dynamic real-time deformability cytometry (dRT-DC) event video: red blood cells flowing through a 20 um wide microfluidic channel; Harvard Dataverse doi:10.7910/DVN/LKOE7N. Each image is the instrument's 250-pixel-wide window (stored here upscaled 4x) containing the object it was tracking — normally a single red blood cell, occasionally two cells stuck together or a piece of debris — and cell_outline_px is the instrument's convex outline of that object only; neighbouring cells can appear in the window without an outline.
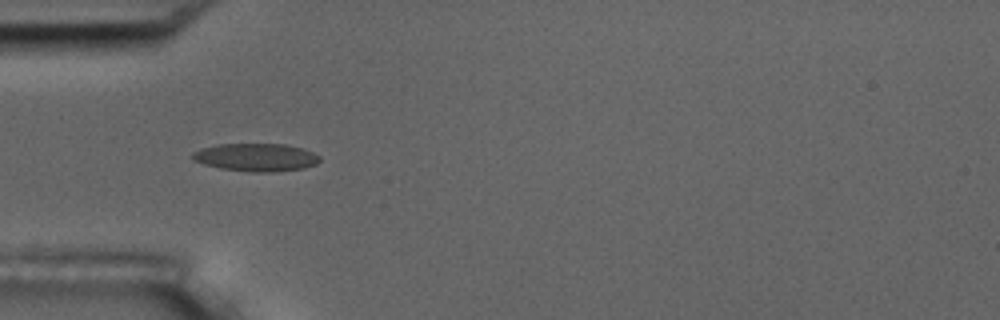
{"species": "common noctule bat (a hibernating species)", "species_latin": "Nyctalus noctula", "temperature_condition": "room temperature", "stored_images_in_passage": 9, "camera_frame_rate_fps": 3000, "um_per_image_px": 0.085, "animal": {"sex": "male", "body_mass_g": 17.5, "forearm_length_mm": 52.3}, "frame": {"image": 1, "passage_image": 6, "time_ms": 1.667, "image_size_px": [1000, 320], "cell_outline_px": [[320, 160], [316, 164], [304, 168], [272, 172], [252, 172], [220, 168], [204, 164], [192, 160], [192, 152], [200, 148], [220, 144], [284, 144], [304, 148], [320, 156]], "centroid_in_image_um": [21.76, 13.37], "position_along_channel_um": 63.2, "area_um2": 20.75}}
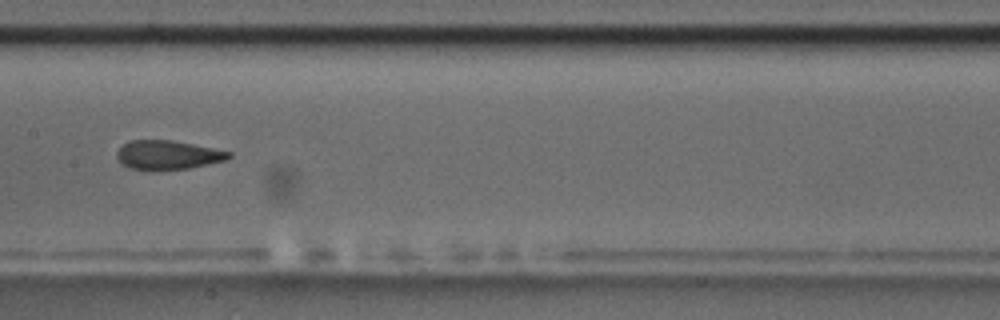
{"frame": {"image": 2, "passage_image": 9, "time_ms": 2.667, "image_size_px": [1000, 320], "cell_outline_px": [[232, 156], [228, 160], [188, 168], [152, 172], [148, 172], [128, 168], [120, 164], [116, 156], [116, 152], [124, 144], [132, 140], [172, 140], [232, 152]], "centroid_in_image_um": [14.22, 13.21], "position_along_channel_um": 193.2, "area_um2": 19.42}}